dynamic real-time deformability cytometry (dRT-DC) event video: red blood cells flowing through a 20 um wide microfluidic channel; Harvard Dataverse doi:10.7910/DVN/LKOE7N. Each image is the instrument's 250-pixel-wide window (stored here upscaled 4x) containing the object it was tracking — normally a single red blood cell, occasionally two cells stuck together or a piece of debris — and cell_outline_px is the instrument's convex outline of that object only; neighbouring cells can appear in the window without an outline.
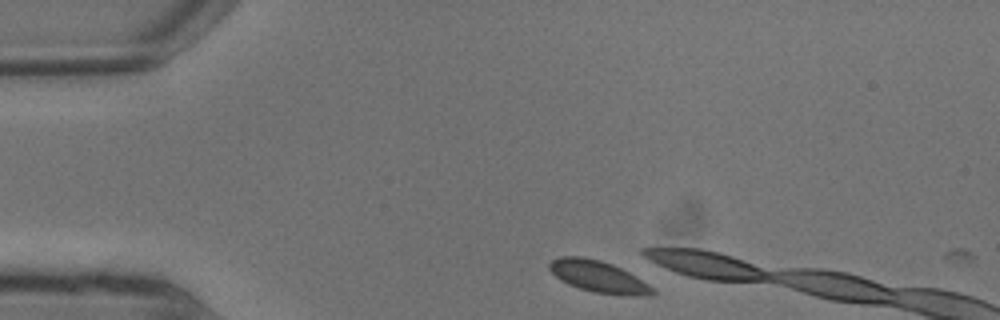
{"species": "common noctule bat (a hibernating species)", "species_latin": "Nyctalus noctula", "temperature_condition": "warm", "stored_images_in_passage": 2, "camera_frame_rate_fps": 3000, "um_per_image_px": 0.085, "animal": {"sex": "male", "body_mass_g": 13.3}, "frame": {"image": 1, "passage_image": 1, "time_ms": 0.0, "image_size_px": [1000, 320], "cell_outline_px": [[656, 292], [652, 296], [620, 296], [592, 292], [568, 284], [560, 280], [548, 268], [548, 264], [552, 260], [560, 256], [580, 256], [600, 260], [612, 264], [636, 276], [648, 284]], "centroid_in_image_um": [50.88, 23.53], "position_along_channel_um": 34.1, "area_um2": 19.19}}